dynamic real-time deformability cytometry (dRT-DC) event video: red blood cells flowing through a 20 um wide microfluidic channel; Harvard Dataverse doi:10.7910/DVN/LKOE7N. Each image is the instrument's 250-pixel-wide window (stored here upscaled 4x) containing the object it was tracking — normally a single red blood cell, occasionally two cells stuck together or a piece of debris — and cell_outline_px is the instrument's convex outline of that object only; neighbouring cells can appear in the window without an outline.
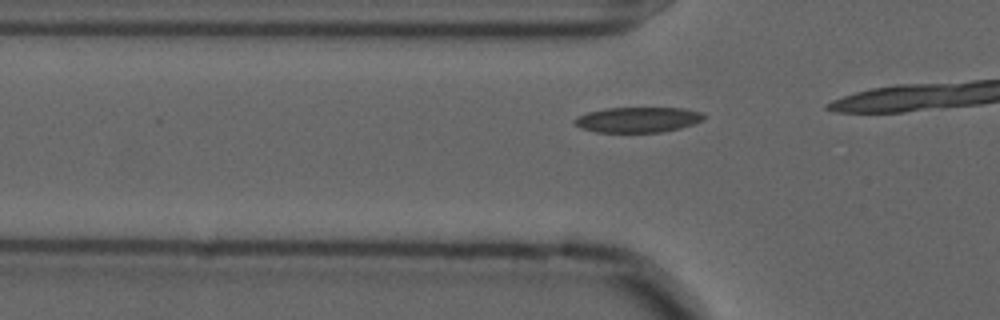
{"species": "common noctule bat (a hibernating species)", "species_latin": "Nyctalus noctula", "temperature_condition": "cold", "stored_images_in_passage": 19, "camera_frame_rate_fps": 3000, "um_per_image_px": 0.085, "animal": {"sex": "male", "forearm_length_mm": 52.5}, "frame": {"image": 1, "passage_image": 14, "time_ms": 4.333, "image_size_px": [1000, 320], "cell_outline_px": [[704, 120], [680, 128], [660, 132], [596, 132], [580, 128], [572, 120], [576, 116], [588, 112], [604, 108], [684, 108], [700, 112], [704, 116]], "centroid_in_image_um": [54.17, 10.17], "position_along_channel_um": 71.6, "area_um2": 19.07}}
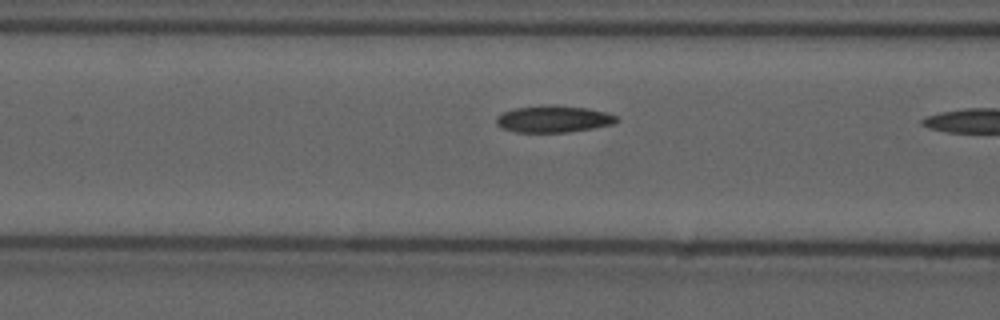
{"frame": {"image": 2, "passage_image": 18, "time_ms": 5.667, "image_size_px": [1000, 320], "cell_outline_px": [[620, 120], [612, 124], [592, 128], [568, 132], [516, 132], [504, 128], [496, 124], [496, 116], [504, 112], [516, 108], [544, 104], [552, 104], [588, 108], [604, 112], [616, 116]], "centroid_in_image_um": [47.04, 10.1], "position_along_channel_um": 119.6, "area_um2": 18.79}}